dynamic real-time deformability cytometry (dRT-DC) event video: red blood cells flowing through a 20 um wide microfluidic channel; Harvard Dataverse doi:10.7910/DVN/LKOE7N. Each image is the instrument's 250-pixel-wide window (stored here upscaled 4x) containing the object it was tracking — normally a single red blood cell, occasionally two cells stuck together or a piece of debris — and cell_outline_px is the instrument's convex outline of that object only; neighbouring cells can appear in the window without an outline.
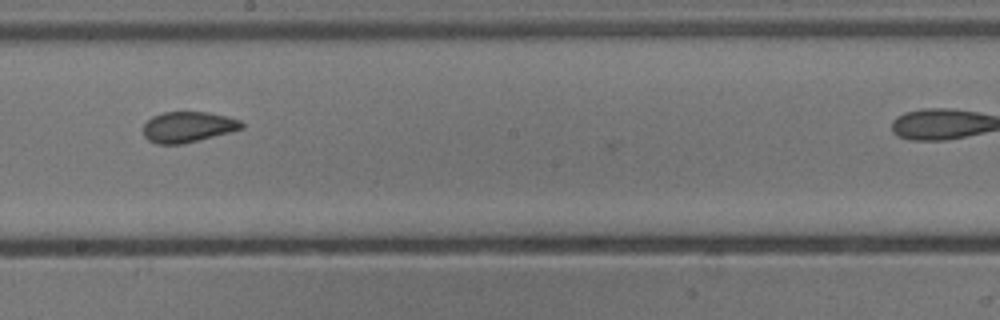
{"species": "common noctule bat (a hibernating species)", "species_latin": "Nyctalus noctula", "temperature_condition": "cold", "stored_images_in_passage": 12, "camera_frame_rate_fps": 3000, "um_per_image_px": 0.085, "animal": {"sex": "male", "body_mass_g": 13.3}, "frame": {"image": 1, "passage_image": 10, "time_ms": 3.0, "image_size_px": [1000, 320], "cell_outline_px": [[244, 128], [232, 132], [180, 144], [156, 144], [148, 140], [144, 136], [144, 124], [152, 116], [164, 112], [208, 112], [228, 116], [240, 120], [244, 124]], "centroid_in_image_um": [16.0, 10.78], "position_along_channel_um": 232.2, "area_um2": 17.63}}